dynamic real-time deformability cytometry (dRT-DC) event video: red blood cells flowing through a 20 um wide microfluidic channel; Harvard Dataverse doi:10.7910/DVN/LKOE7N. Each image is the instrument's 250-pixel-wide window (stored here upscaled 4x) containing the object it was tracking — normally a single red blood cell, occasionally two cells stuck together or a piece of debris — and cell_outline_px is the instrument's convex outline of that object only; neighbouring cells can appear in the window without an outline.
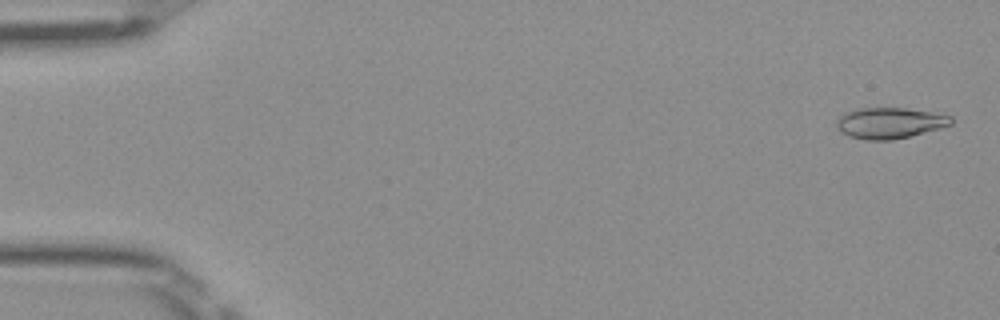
{"species": "Egyptian fruit bat (a non-hibernating species)", "species_latin": "Rousettus aegyptiacus", "temperature_condition": "room temperature", "stored_images_in_passage": 51, "camera_frame_rate_fps": 3000, "um_per_image_px": 0.085, "frame": {"image": 1, "passage_image": 2, "time_ms": 0.333, "image_size_px": [1000, 320], "cell_outline_px": [[952, 124], [940, 128], [892, 140], [868, 140], [848, 136], [840, 132], [836, 128], [836, 120], [844, 112], [856, 108], [904, 108], [952, 116]], "centroid_in_image_um": [75.55, 10.45], "position_along_channel_um": 9.4, "area_um2": 20.58}}
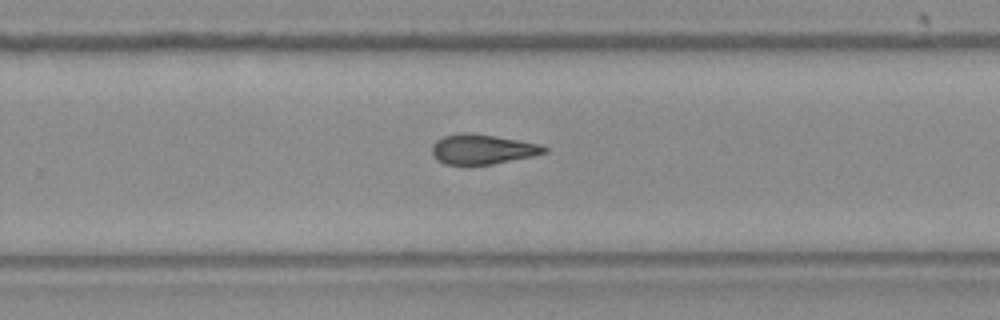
{"frame": {"image": 2, "passage_image": 33, "time_ms": 10.667, "image_size_px": [1000, 320], "cell_outline_px": [[548, 152], [532, 156], [492, 164], [444, 164], [436, 160], [432, 156], [432, 144], [436, 140], [444, 136], [460, 132], [468, 132], [496, 136], [540, 144], [548, 148]], "centroid_in_image_um": [40.97, 12.67], "position_along_channel_um": 288.8, "area_um2": 19.59}}
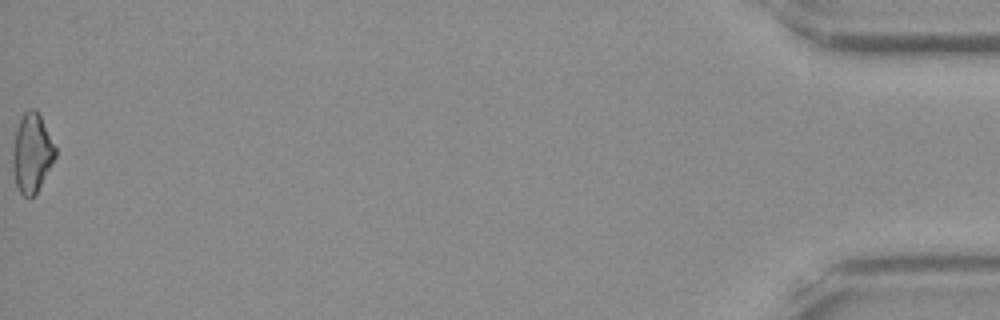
{"frame": {"image": 3, "passage_image": 51, "time_ms": 16.667, "image_size_px": [1000, 320], "cell_outline_px": [[56, 156], [36, 192], [32, 196], [24, 196], [20, 192], [16, 184], [12, 168], [12, 148], [16, 128], [24, 112], [28, 108], [36, 108], [56, 148]], "centroid_in_image_um": [2.69, 12.97], "position_along_channel_um": 432.5, "area_um2": 19.36}, "authors_computed_cell_mechanics": {"area_um2": 19.8832, "velocity_mm_per_s": 4.0454, "shape_relaxation_time_tau1_ms": 9.992, "shape_relaxation_time_tau2_ms": 4.1682, "deformation_change_tau1": 0.2169, "deformation_change_tau2": 0.1341}}